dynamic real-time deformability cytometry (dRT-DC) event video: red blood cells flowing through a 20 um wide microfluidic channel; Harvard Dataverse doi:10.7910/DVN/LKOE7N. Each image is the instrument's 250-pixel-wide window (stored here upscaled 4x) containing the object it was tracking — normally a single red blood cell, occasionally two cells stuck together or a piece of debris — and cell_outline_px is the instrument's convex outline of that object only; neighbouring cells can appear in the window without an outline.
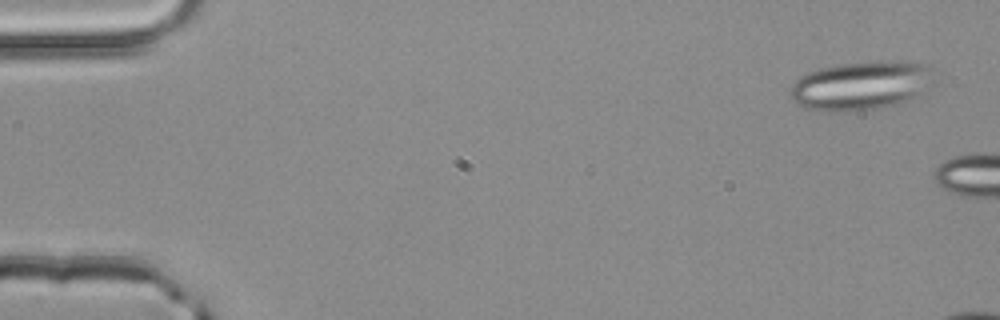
{"species": "common noctule bat (a hibernating species)", "species_latin": "Nyctalus noctula", "temperature_condition": "room temperature", "stored_images_in_passage": 7, "camera_frame_rate_fps": 3000, "um_per_image_px": 0.085, "animal": {"sex": "male", "body_mass_g": 20.4}, "frame": {"image": 1, "passage_image": 3, "time_ms": 0.667, "image_size_px": [1000, 320], "cell_outline_px": [[924, 68], [920, 92], [908, 100], [896, 104], [880, 108], [852, 112], [824, 112], [804, 108], [796, 104], [792, 100], [788, 92], [792, 84], [800, 76], [808, 72], [820, 68], [840, 64], [892, 60], [908, 60], [924, 64]], "centroid_in_image_um": [72.93, 7.31], "position_along_channel_um": 12.1, "area_um2": 39.94}}